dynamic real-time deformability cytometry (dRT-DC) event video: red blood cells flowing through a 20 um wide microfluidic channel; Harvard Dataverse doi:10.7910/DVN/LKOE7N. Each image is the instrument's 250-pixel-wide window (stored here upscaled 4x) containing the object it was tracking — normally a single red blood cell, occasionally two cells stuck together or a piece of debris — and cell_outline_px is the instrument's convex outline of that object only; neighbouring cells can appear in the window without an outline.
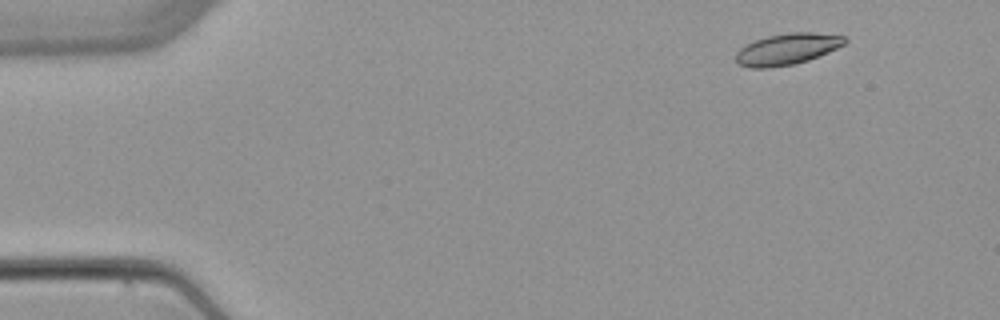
{"species": "common noctule bat (a hibernating species)", "species_latin": "Nyctalus noctula", "temperature_condition": "warm", "stored_images_in_passage": 6, "camera_frame_rate_fps": 3000, "um_per_image_px": 0.085, "animal": {"sex": "female", "body_mass_g": 22.7, "forearm_length_mm": 54.2}, "frame": {"image": 1, "passage_image": 1, "time_ms": 0.0, "image_size_px": [1000, 320], "cell_outline_px": [[848, 40], [844, 44], [828, 52], [808, 60], [792, 64], [768, 68], [752, 68], [740, 64], [736, 60], [736, 52], [740, 48], [756, 40], [768, 36], [788, 32], [812, 32], [848, 36]], "centroid_in_image_um": [66.94, 4.16], "position_along_channel_um": 18.1, "area_um2": 19.71}}
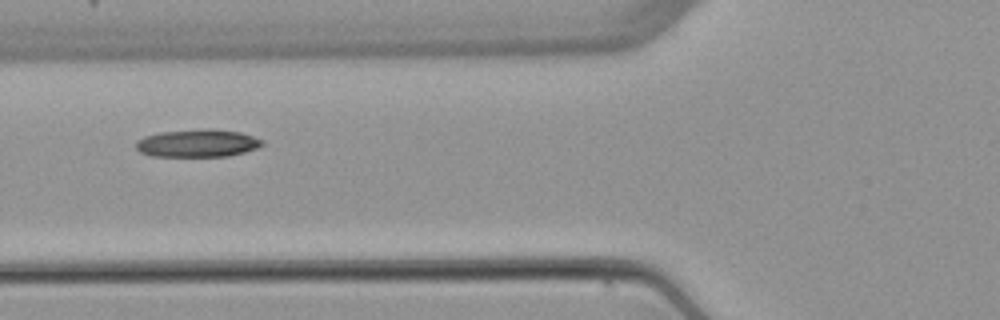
{"frame": {"image": 2, "passage_image": 5, "time_ms": 5.0, "image_size_px": [1000, 320], "cell_outline_px": [[264, 144], [256, 148], [244, 152], [228, 156], [152, 156], [140, 152], [136, 148], [136, 140], [144, 136], [160, 132], [208, 128], [212, 128], [240, 132], [264, 140]], "centroid_in_image_um": [16.79, 12.16], "position_along_channel_um": 109.0, "area_um2": 20.46}}
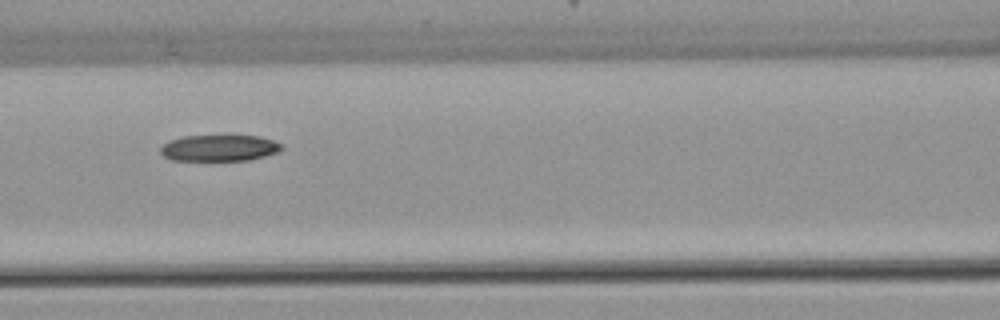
{"frame": {"image": 3, "passage_image": 6, "time_ms": 6.0, "image_size_px": [1000, 320], "cell_outline_px": [[284, 148], [280, 152], [248, 160], [172, 160], [164, 156], [160, 152], [160, 148], [164, 144], [172, 140], [184, 136], [260, 136], [284, 144]], "centroid_in_image_um": [18.7, 12.58], "position_along_channel_um": 147.9, "area_um2": 18.5}}